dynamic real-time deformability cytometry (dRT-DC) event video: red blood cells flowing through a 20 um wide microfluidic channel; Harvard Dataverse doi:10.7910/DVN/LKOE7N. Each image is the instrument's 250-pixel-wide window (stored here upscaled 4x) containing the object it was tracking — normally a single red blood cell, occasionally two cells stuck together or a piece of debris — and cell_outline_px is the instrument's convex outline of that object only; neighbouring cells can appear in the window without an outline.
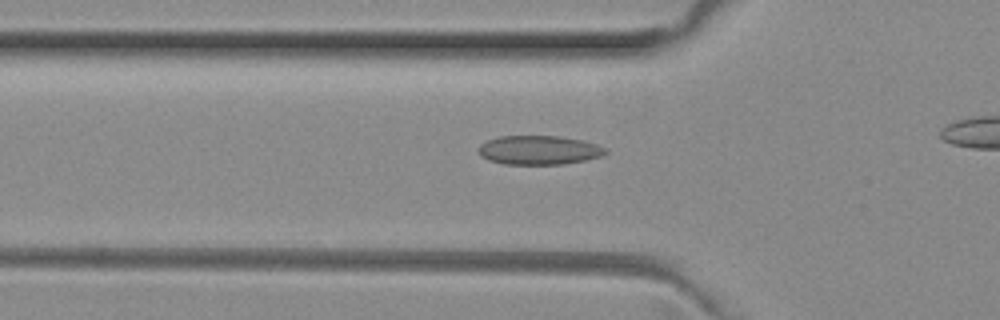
{"species": "common noctule bat (a hibernating species)", "species_latin": "Nyctalus noctula", "temperature_condition": "room temperature", "stored_images_in_passage": 34, "camera_frame_rate_fps": 3000, "um_per_image_px": 0.085, "animal": {"sex": "female", "body_mass_g": 29.2, "forearm_length_mm": 56.3}, "frame": {"image": 1, "passage_image": 10, "time_ms": 3.0, "image_size_px": [1000, 320], "cell_outline_px": [[608, 152], [600, 156], [584, 160], [564, 164], [504, 164], [488, 160], [480, 156], [476, 148], [480, 144], [488, 140], [500, 136], [560, 136], [580, 140], [596, 144], [604, 148]], "centroid_in_image_um": [45.75, 12.76], "position_along_channel_um": 80.1, "area_um2": 21.44}}
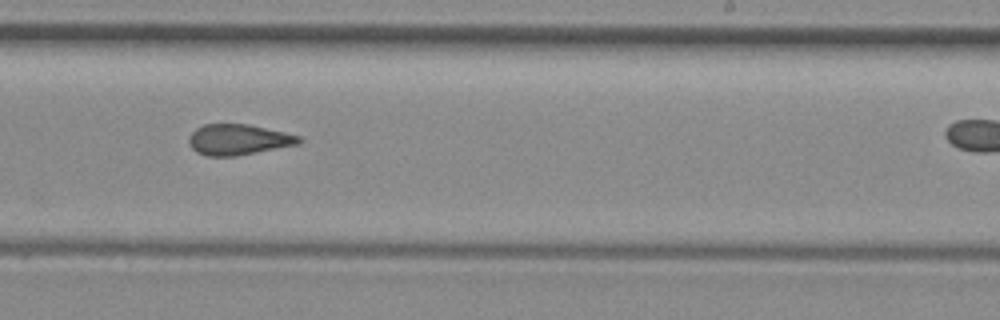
{"frame": {"image": 2, "passage_image": 24, "time_ms": 7.667, "image_size_px": [1000, 320], "cell_outline_px": [[304, 140], [300, 144], [236, 156], [208, 156], [196, 152], [192, 148], [188, 140], [188, 136], [196, 128], [204, 124], [248, 124], [284, 132], [300, 136]], "centroid_in_image_um": [20.27, 11.87], "position_along_channel_um": 268.7, "area_um2": 19.77}}
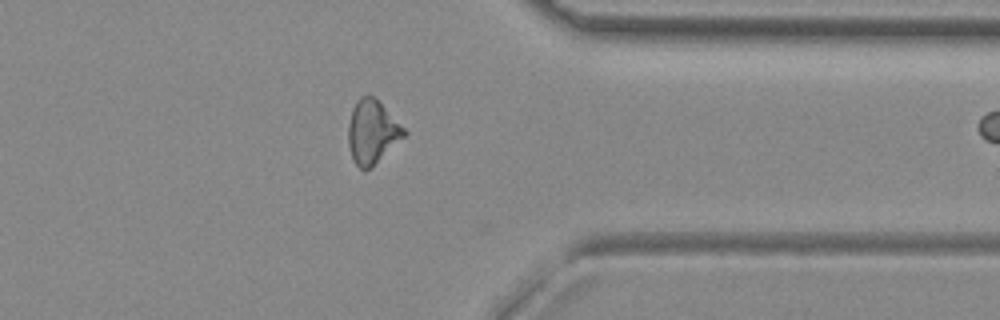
{"frame": {"image": 3, "passage_image": 33, "time_ms": 10.667, "image_size_px": [1000, 320], "cell_outline_px": [[408, 132], [372, 168], [364, 172], [356, 164], [352, 156], [348, 144], [348, 124], [352, 108], [360, 96], [376, 96]], "centroid_in_image_um": [31.64, 11.21], "position_along_channel_um": 379.8, "area_um2": 20.81}}